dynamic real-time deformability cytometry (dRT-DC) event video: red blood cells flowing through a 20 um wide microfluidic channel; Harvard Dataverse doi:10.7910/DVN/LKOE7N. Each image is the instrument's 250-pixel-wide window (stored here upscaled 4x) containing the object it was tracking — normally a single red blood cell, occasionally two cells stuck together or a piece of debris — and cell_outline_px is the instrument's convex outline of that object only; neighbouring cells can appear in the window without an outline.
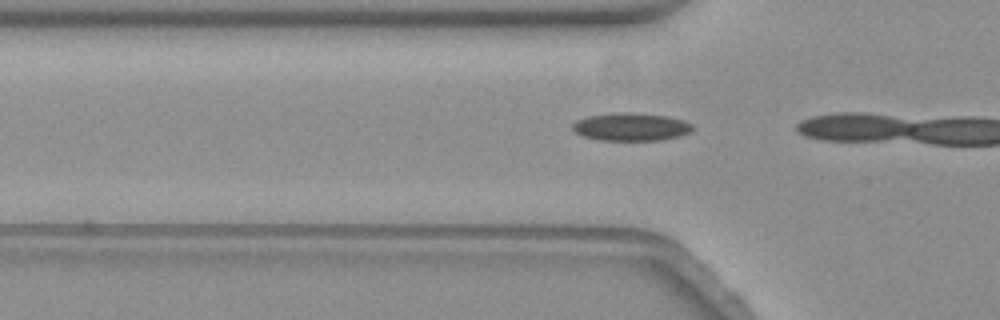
{"species": "common noctule bat (a hibernating species)", "species_latin": "Nyctalus noctula", "temperature_condition": "warm", "stored_images_in_passage": 4, "camera_frame_rate_fps": 3000, "um_per_image_px": 0.085, "animal": {"sex": "female", "body_mass_g": 19.3, "forearm_length_mm": 54.1}, "frame": {"image": 1, "passage_image": 2, "time_ms": 0.333, "image_size_px": [1000, 320], "cell_outline_px": [[696, 128], [692, 132], [680, 136], [660, 140], [600, 140], [580, 136], [572, 128], [572, 124], [576, 120], [588, 116], [616, 112], [624, 112], [668, 116], [684, 120], [692, 124]], "centroid_in_image_um": [53.66, 10.78], "position_along_channel_um": 72.1, "area_um2": 19.71}}